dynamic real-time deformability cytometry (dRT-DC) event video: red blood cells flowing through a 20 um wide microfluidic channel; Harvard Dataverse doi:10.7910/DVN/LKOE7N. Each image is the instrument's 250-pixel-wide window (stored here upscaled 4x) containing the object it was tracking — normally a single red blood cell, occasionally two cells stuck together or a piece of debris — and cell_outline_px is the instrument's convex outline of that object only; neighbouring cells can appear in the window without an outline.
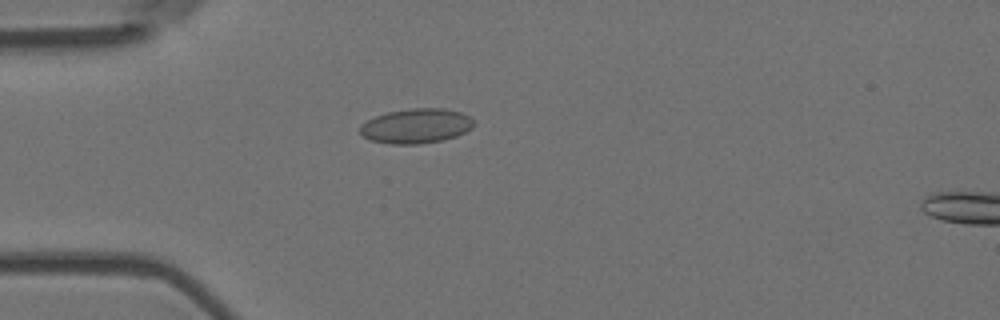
{"species": "Egyptian fruit bat (a non-hibernating species)", "species_latin": "Rousettus aegyptiacus", "temperature_condition": "room temperature", "stored_images_in_passage": 6, "camera_frame_rate_fps": 3000, "um_per_image_px": 0.085, "animal": {"sex": "female"}, "frame": {"image": 1, "passage_image": 5, "time_ms": 1.333, "image_size_px": [1000, 320], "cell_outline_px": [[476, 124], [472, 128], [456, 136], [444, 140], [416, 144], [392, 144], [372, 140], [364, 136], [360, 132], [360, 124], [376, 116], [388, 112], [412, 108], [444, 108], [460, 112], [468, 116]], "centroid_in_image_um": [35.39, 10.7], "position_along_channel_um": 49.6, "area_um2": 22.89}}